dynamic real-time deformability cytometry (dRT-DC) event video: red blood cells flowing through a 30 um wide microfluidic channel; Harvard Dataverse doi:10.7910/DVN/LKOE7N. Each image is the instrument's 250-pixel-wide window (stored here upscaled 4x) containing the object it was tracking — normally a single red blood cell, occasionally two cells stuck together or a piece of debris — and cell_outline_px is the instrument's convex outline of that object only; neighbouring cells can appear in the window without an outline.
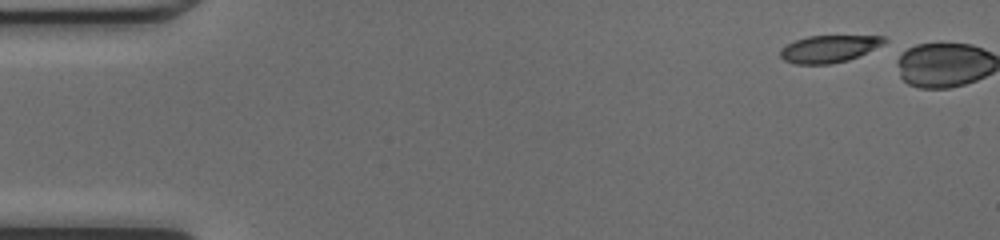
{"species": "common noctule bat (a hibernating species)", "species_latin": "Nyctalus noctula", "temperature_condition": "cold", "stored_images_in_passage": 2, "camera_frame_rate_fps": 3000, "um_per_image_px": 0.085, "animal": {"sex": "female", "body_mass_g": 17.0, "forearm_length_mm": 48.0}, "frame": {"image": 1, "passage_image": 1, "time_ms": 0.0, "image_size_px": [1000, 240], "cell_outline_px": [[888, 40], [884, 44], [848, 60], [828, 64], [796, 64], [784, 60], [780, 56], [780, 48], [796, 40], [808, 36], [884, 36]], "centroid_in_image_um": [70.45, 4.15], "position_along_channel_um": 14.5, "area_um2": 16.3}}